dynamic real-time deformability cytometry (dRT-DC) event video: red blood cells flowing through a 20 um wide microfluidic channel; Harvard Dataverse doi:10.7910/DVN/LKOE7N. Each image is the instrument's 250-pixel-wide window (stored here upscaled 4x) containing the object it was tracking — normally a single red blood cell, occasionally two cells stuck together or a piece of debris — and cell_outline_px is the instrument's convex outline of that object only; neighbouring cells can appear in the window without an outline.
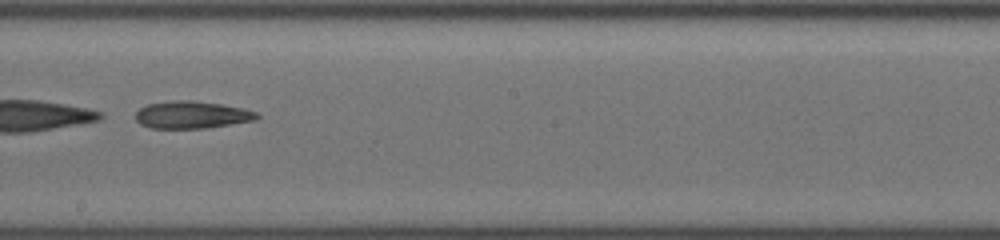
{"species": "common noctule bat (a hibernating species)", "species_latin": "Nyctalus noctula", "temperature_condition": "cold", "stored_images_in_passage": 32, "camera_frame_rate_fps": 3000, "um_per_image_px": 0.085, "animal": {"sex": "female", "body_mass_g": 19.5, "forearm_length_mm": 54.1}, "frame": {"image": 1, "passage_image": 14, "time_ms": 4.333, "image_size_px": [1000, 240], "cell_outline_px": [[260, 116], [256, 120], [208, 128], [148, 128], [140, 124], [136, 120], [136, 112], [140, 108], [148, 104], [176, 100], [192, 100], [220, 104], [244, 108], [256, 112]], "centroid_in_image_um": [16.31, 9.76], "position_along_channel_um": 231.9, "area_um2": 19.36}, "authors_computed_cell_mechanics": {"area_um2": 19.7387, "velocity_mm_per_s": 3.8869, "shape_relaxation_time_tau1_ms": 1.4462, "shape_relaxation_time_tau2_ms": null, "deformation_change_tau1": 0.2559, "deformation_change_tau2": null}}